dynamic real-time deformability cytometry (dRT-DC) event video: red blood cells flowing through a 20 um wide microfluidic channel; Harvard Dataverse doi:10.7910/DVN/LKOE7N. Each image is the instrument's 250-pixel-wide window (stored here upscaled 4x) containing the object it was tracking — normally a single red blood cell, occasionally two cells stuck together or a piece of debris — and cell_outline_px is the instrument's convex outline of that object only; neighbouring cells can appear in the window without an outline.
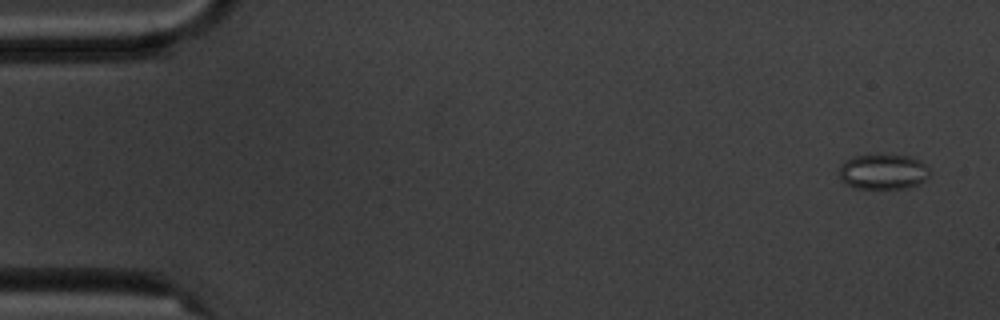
{"species": "common noctule bat (a hibernating species)", "species_latin": "Nyctalus noctula", "temperature_condition": "cold", "stored_images_in_passage": 4, "camera_frame_rate_fps": 3000, "um_per_image_px": 0.085, "animal": {"sex": "male", "body_mass_g": 20.1, "forearm_length_mm": 53.5}, "frame": {"image": 1, "passage_image": 1, "time_ms": 0.0, "image_size_px": [1000, 320], "cell_outline_px": [[928, 176], [924, 180], [916, 184], [904, 188], [856, 188], [848, 184], [840, 176], [840, 164], [844, 160], [856, 156], [912, 156], [920, 160], [928, 168]], "centroid_in_image_um": [75.06, 14.59], "position_along_channel_um": 9.9, "area_um2": 18.03}}